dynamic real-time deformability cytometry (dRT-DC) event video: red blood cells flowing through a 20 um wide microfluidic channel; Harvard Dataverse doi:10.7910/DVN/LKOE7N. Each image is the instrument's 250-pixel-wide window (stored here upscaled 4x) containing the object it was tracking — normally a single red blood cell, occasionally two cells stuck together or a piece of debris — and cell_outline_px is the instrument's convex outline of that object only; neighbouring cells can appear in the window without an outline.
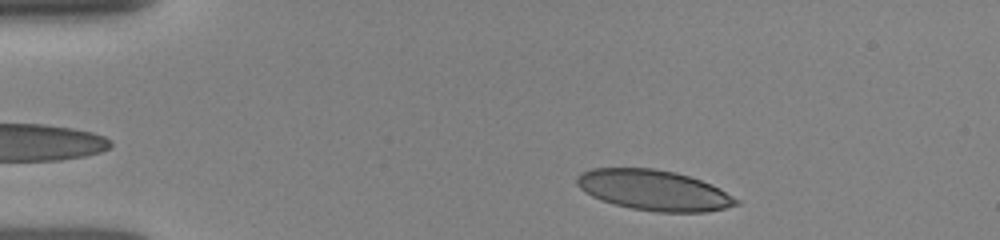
{"species": "human", "species_latin": "Homo sapiens", "temperature_condition": "room temperature", "stored_images_in_passage": 42, "camera_frame_rate_fps": 3000, "um_per_image_px": 0.085, "donor": {"sex": "female"}, "frame": {"image": 1, "passage_image": 4, "time_ms": 1.0, "image_size_px": [1000, 240], "cell_outline_px": [[740, 204], [724, 208], [704, 212], [656, 212], [632, 208], [600, 200], [592, 196], [580, 188], [576, 184], [576, 176], [580, 172], [592, 168], [652, 168], [676, 172], [712, 184], [720, 188], [740, 200]], "centroid_in_image_um": [55.57, 16.16], "position_along_channel_um": 29.4, "area_um2": 37.57}}
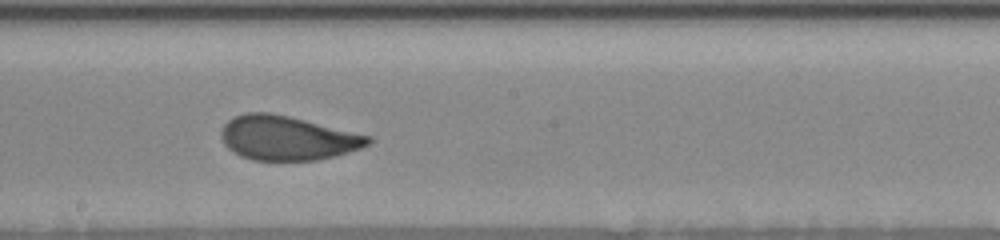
{"frame": {"image": 2, "passage_image": 23, "time_ms": 7.333, "image_size_px": [1000, 240], "cell_outline_px": [[372, 140], [368, 144], [360, 148], [336, 156], [316, 160], [252, 160], [240, 156], [232, 152], [224, 144], [220, 136], [220, 132], [224, 124], [228, 120], [236, 116], [248, 112], [268, 112], [288, 116], [372, 136]], "centroid_in_image_um": [24.39, 11.74], "position_along_channel_um": 223.8, "area_um2": 37.86}}
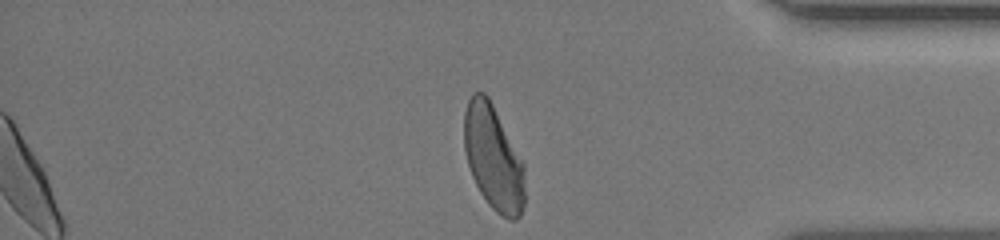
{"frame": {"image": 3, "passage_image": 40, "time_ms": 12.0, "image_size_px": [1000, 240], "cell_outline_px": [[524, 204], [520, 216], [516, 220], [508, 220], [500, 216], [488, 204], [480, 192], [472, 176], [468, 164], [464, 148], [464, 112], [468, 100], [472, 92], [484, 92], [488, 96], [524, 164]], "centroid_in_image_um": [41.92, 13.43], "position_along_channel_um": 393.3, "area_um2": 37.05}}